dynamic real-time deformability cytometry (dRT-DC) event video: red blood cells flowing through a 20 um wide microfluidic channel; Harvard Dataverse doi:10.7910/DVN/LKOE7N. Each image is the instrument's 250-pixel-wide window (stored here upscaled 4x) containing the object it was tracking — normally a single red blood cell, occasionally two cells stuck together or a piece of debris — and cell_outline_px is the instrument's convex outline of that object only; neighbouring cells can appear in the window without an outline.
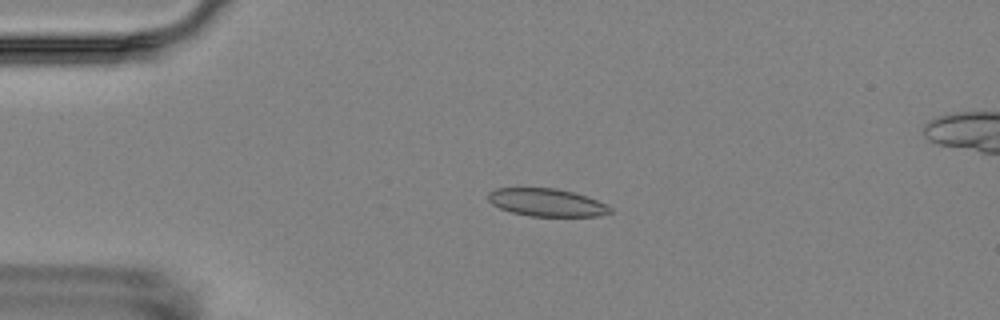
{"species": "Egyptian fruit bat (a non-hibernating species)", "species_latin": "Rousettus aegyptiacus", "temperature_condition": "room temperature", "stored_images_in_passage": 5, "camera_frame_rate_fps": 3000, "um_per_image_px": 0.085, "animal": {"sex": "female"}, "frame": {"image": 1, "passage_image": 3, "time_ms": 2.333, "image_size_px": [1000, 320], "cell_outline_px": [[612, 212], [600, 216], [528, 216], [512, 212], [500, 208], [492, 204], [488, 200], [488, 192], [496, 188], [556, 188], [572, 192], [596, 200], [612, 208]], "centroid_in_image_um": [46.44, 17.21], "position_along_channel_um": 38.6, "area_um2": 19.59}}